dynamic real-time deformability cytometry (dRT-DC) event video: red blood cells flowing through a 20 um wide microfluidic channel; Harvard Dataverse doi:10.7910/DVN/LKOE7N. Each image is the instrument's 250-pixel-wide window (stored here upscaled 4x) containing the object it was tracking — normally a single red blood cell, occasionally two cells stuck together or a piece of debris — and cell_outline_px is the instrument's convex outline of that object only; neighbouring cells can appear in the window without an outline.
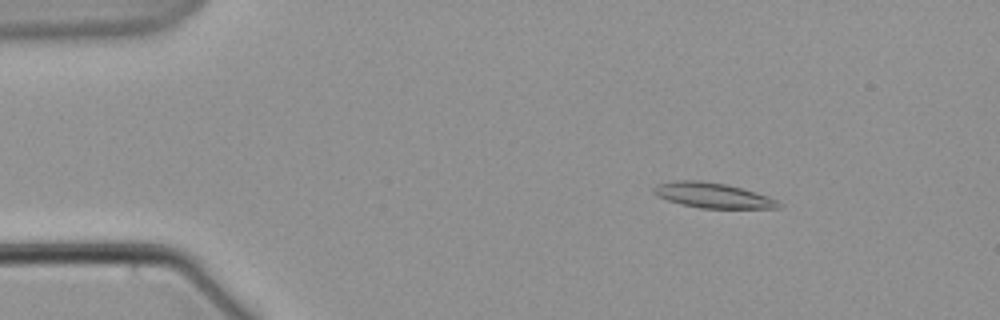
{"species": "common noctule bat (a hibernating species)", "species_latin": "Nyctalus noctula", "temperature_condition": "warm", "stored_images_in_passage": 7, "camera_frame_rate_fps": 3000, "um_per_image_px": 0.085, "animal": {"sex": "male", "body_mass_g": 21.5, "forearm_length_mm": 52.0}, "frame": {"image": 1, "passage_image": 3, "time_ms": 2.667, "image_size_px": [1000, 320], "cell_outline_px": [[784, 204], [780, 208], [700, 208], [680, 204], [656, 196], [652, 192], [652, 188], [660, 184], [676, 180], [700, 180], [724, 184], [756, 192], [768, 196]], "centroid_in_image_um": [60.58, 16.61], "position_along_channel_um": 24.4, "area_um2": 18.26}}
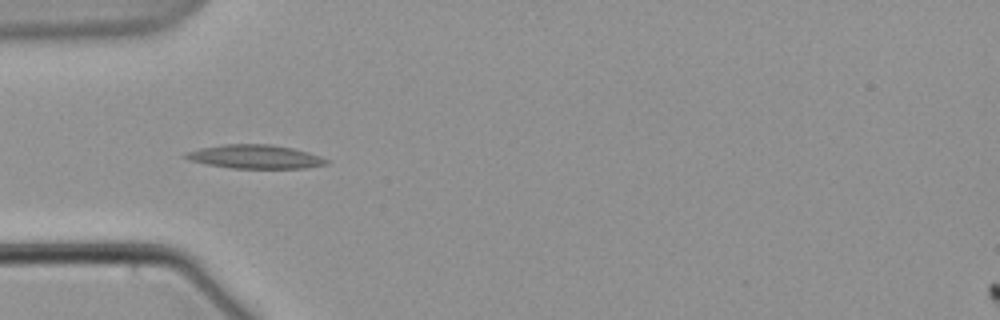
{"frame": {"image": 2, "passage_image": 6, "time_ms": 6.333, "image_size_px": [1000, 320], "cell_outline_px": [[328, 164], [304, 168], [232, 168], [208, 164], [192, 160], [180, 156], [184, 152], [200, 148], [224, 144], [272, 144], [292, 148], [308, 152], [320, 156], [328, 160]], "centroid_in_image_um": [21.67, 13.31], "position_along_channel_um": 63.3, "area_um2": 19.42}}
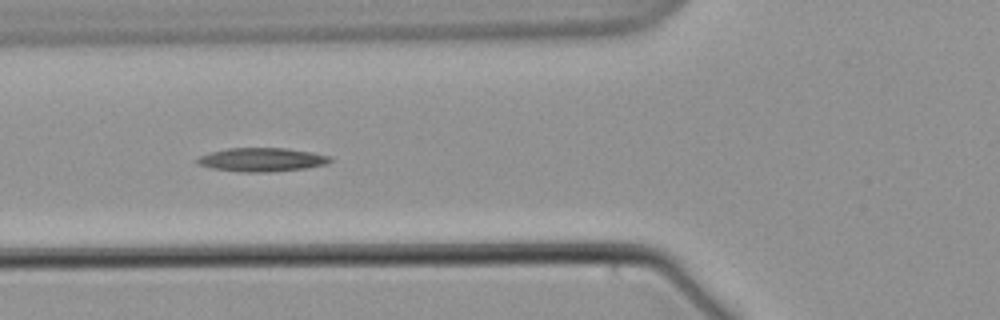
{"frame": {"image": 3, "passage_image": 7, "time_ms": 7.667, "image_size_px": [1000, 320], "cell_outline_px": [[332, 160], [324, 164], [304, 168], [268, 172], [244, 172], [212, 168], [196, 164], [196, 160], [200, 156], [212, 152], [228, 148], [288, 148], [312, 152], [332, 156]], "centroid_in_image_um": [22.26, 13.56], "position_along_channel_um": 103.5, "area_um2": 18.21}}